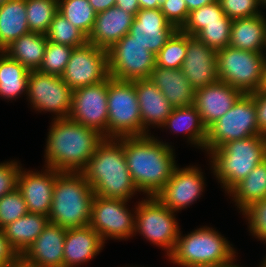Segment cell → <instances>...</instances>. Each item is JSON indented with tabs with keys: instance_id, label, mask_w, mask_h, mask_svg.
<instances>
[{
	"instance_id": "6da1fadb",
	"label": "cell",
	"mask_w": 266,
	"mask_h": 267,
	"mask_svg": "<svg viewBox=\"0 0 266 267\" xmlns=\"http://www.w3.org/2000/svg\"><path fill=\"white\" fill-rule=\"evenodd\" d=\"M119 140L124 144L127 167L138 192L156 196L177 167L173 148L150 134Z\"/></svg>"
},
{
	"instance_id": "7a4b0ae2",
	"label": "cell",
	"mask_w": 266,
	"mask_h": 267,
	"mask_svg": "<svg viewBox=\"0 0 266 267\" xmlns=\"http://www.w3.org/2000/svg\"><path fill=\"white\" fill-rule=\"evenodd\" d=\"M53 120L46 139L45 167L82 172L104 137L69 118Z\"/></svg>"
},
{
	"instance_id": "3957f363",
	"label": "cell",
	"mask_w": 266,
	"mask_h": 267,
	"mask_svg": "<svg viewBox=\"0 0 266 267\" xmlns=\"http://www.w3.org/2000/svg\"><path fill=\"white\" fill-rule=\"evenodd\" d=\"M82 173L100 197L128 201L138 191L127 167L124 144L119 139L104 138Z\"/></svg>"
},
{
	"instance_id": "277c9868",
	"label": "cell",
	"mask_w": 266,
	"mask_h": 267,
	"mask_svg": "<svg viewBox=\"0 0 266 267\" xmlns=\"http://www.w3.org/2000/svg\"><path fill=\"white\" fill-rule=\"evenodd\" d=\"M94 196L82 172H59L55 178L49 221L66 229L89 225Z\"/></svg>"
},
{
	"instance_id": "5b68a950",
	"label": "cell",
	"mask_w": 266,
	"mask_h": 267,
	"mask_svg": "<svg viewBox=\"0 0 266 267\" xmlns=\"http://www.w3.org/2000/svg\"><path fill=\"white\" fill-rule=\"evenodd\" d=\"M211 168L228 193L237 183L266 159L264 135H252L244 139L232 140L209 153Z\"/></svg>"
},
{
	"instance_id": "8992f818",
	"label": "cell",
	"mask_w": 266,
	"mask_h": 267,
	"mask_svg": "<svg viewBox=\"0 0 266 267\" xmlns=\"http://www.w3.org/2000/svg\"><path fill=\"white\" fill-rule=\"evenodd\" d=\"M236 251L218 231L203 226L179 237L168 256L173 264L183 267H214L233 262Z\"/></svg>"
},
{
	"instance_id": "52a82bcc",
	"label": "cell",
	"mask_w": 266,
	"mask_h": 267,
	"mask_svg": "<svg viewBox=\"0 0 266 267\" xmlns=\"http://www.w3.org/2000/svg\"><path fill=\"white\" fill-rule=\"evenodd\" d=\"M108 139L143 135L133 81L108 77Z\"/></svg>"
},
{
	"instance_id": "ba28073f",
	"label": "cell",
	"mask_w": 266,
	"mask_h": 267,
	"mask_svg": "<svg viewBox=\"0 0 266 267\" xmlns=\"http://www.w3.org/2000/svg\"><path fill=\"white\" fill-rule=\"evenodd\" d=\"M265 53L240 50L227 46L217 51L219 81L237 88L243 94L259 89L262 81Z\"/></svg>"
},
{
	"instance_id": "9c48e42d",
	"label": "cell",
	"mask_w": 266,
	"mask_h": 267,
	"mask_svg": "<svg viewBox=\"0 0 266 267\" xmlns=\"http://www.w3.org/2000/svg\"><path fill=\"white\" fill-rule=\"evenodd\" d=\"M134 209V233L138 232L151 243L163 247L169 256L180 232L175 212L165 207L155 196H147Z\"/></svg>"
},
{
	"instance_id": "30bf717a",
	"label": "cell",
	"mask_w": 266,
	"mask_h": 267,
	"mask_svg": "<svg viewBox=\"0 0 266 267\" xmlns=\"http://www.w3.org/2000/svg\"><path fill=\"white\" fill-rule=\"evenodd\" d=\"M263 135L256 121V108L251 94H242L233 107L207 128L205 147L208 154L224 143Z\"/></svg>"
},
{
	"instance_id": "8fae6325",
	"label": "cell",
	"mask_w": 266,
	"mask_h": 267,
	"mask_svg": "<svg viewBox=\"0 0 266 267\" xmlns=\"http://www.w3.org/2000/svg\"><path fill=\"white\" fill-rule=\"evenodd\" d=\"M109 76L118 80L149 79L156 55L126 34L108 51Z\"/></svg>"
},
{
	"instance_id": "7c38bea8",
	"label": "cell",
	"mask_w": 266,
	"mask_h": 267,
	"mask_svg": "<svg viewBox=\"0 0 266 267\" xmlns=\"http://www.w3.org/2000/svg\"><path fill=\"white\" fill-rule=\"evenodd\" d=\"M73 90L61 76L30 71L26 96L33 109L55 113V118H68Z\"/></svg>"
},
{
	"instance_id": "4fadbf2b",
	"label": "cell",
	"mask_w": 266,
	"mask_h": 267,
	"mask_svg": "<svg viewBox=\"0 0 266 267\" xmlns=\"http://www.w3.org/2000/svg\"><path fill=\"white\" fill-rule=\"evenodd\" d=\"M126 200L94 196L89 225L102 241L128 239L134 234L135 214L126 208Z\"/></svg>"
},
{
	"instance_id": "5bb4252c",
	"label": "cell",
	"mask_w": 266,
	"mask_h": 267,
	"mask_svg": "<svg viewBox=\"0 0 266 267\" xmlns=\"http://www.w3.org/2000/svg\"><path fill=\"white\" fill-rule=\"evenodd\" d=\"M108 78L73 90L69 119L108 138Z\"/></svg>"
},
{
	"instance_id": "9a60e30c",
	"label": "cell",
	"mask_w": 266,
	"mask_h": 267,
	"mask_svg": "<svg viewBox=\"0 0 266 267\" xmlns=\"http://www.w3.org/2000/svg\"><path fill=\"white\" fill-rule=\"evenodd\" d=\"M109 77L108 52L87 42L74 47L61 78L72 89L94 85Z\"/></svg>"
},
{
	"instance_id": "2e32d148",
	"label": "cell",
	"mask_w": 266,
	"mask_h": 267,
	"mask_svg": "<svg viewBox=\"0 0 266 267\" xmlns=\"http://www.w3.org/2000/svg\"><path fill=\"white\" fill-rule=\"evenodd\" d=\"M196 166H177L164 188L155 196L172 212H178L193 204L204 190V176Z\"/></svg>"
},
{
	"instance_id": "e0dca14e",
	"label": "cell",
	"mask_w": 266,
	"mask_h": 267,
	"mask_svg": "<svg viewBox=\"0 0 266 267\" xmlns=\"http://www.w3.org/2000/svg\"><path fill=\"white\" fill-rule=\"evenodd\" d=\"M181 70L195 90L219 81L217 51L187 34V54Z\"/></svg>"
},
{
	"instance_id": "ac0fdd59",
	"label": "cell",
	"mask_w": 266,
	"mask_h": 267,
	"mask_svg": "<svg viewBox=\"0 0 266 267\" xmlns=\"http://www.w3.org/2000/svg\"><path fill=\"white\" fill-rule=\"evenodd\" d=\"M46 168L43 173H40L39 171H23L21 167L17 176V189L26 202L28 212L48 217L55 178L59 171L50 167Z\"/></svg>"
},
{
	"instance_id": "d6986e66",
	"label": "cell",
	"mask_w": 266,
	"mask_h": 267,
	"mask_svg": "<svg viewBox=\"0 0 266 267\" xmlns=\"http://www.w3.org/2000/svg\"><path fill=\"white\" fill-rule=\"evenodd\" d=\"M178 29L173 26L159 9H140L131 25L129 33L154 55Z\"/></svg>"
},
{
	"instance_id": "ffe728a7",
	"label": "cell",
	"mask_w": 266,
	"mask_h": 267,
	"mask_svg": "<svg viewBox=\"0 0 266 267\" xmlns=\"http://www.w3.org/2000/svg\"><path fill=\"white\" fill-rule=\"evenodd\" d=\"M243 93L223 81L195 90L193 105L206 128L223 117Z\"/></svg>"
},
{
	"instance_id": "44dd1931",
	"label": "cell",
	"mask_w": 266,
	"mask_h": 267,
	"mask_svg": "<svg viewBox=\"0 0 266 267\" xmlns=\"http://www.w3.org/2000/svg\"><path fill=\"white\" fill-rule=\"evenodd\" d=\"M134 18L132 14L117 6L97 13L88 42L108 51L129 33Z\"/></svg>"
},
{
	"instance_id": "7402d4cb",
	"label": "cell",
	"mask_w": 266,
	"mask_h": 267,
	"mask_svg": "<svg viewBox=\"0 0 266 267\" xmlns=\"http://www.w3.org/2000/svg\"><path fill=\"white\" fill-rule=\"evenodd\" d=\"M65 236L66 228L49 222L22 255L40 267H64Z\"/></svg>"
},
{
	"instance_id": "603a6c76",
	"label": "cell",
	"mask_w": 266,
	"mask_h": 267,
	"mask_svg": "<svg viewBox=\"0 0 266 267\" xmlns=\"http://www.w3.org/2000/svg\"><path fill=\"white\" fill-rule=\"evenodd\" d=\"M133 83L140 107L143 135H147L148 126L161 127L174 107L150 79H137Z\"/></svg>"
},
{
	"instance_id": "cb8c5ba5",
	"label": "cell",
	"mask_w": 266,
	"mask_h": 267,
	"mask_svg": "<svg viewBox=\"0 0 266 267\" xmlns=\"http://www.w3.org/2000/svg\"><path fill=\"white\" fill-rule=\"evenodd\" d=\"M104 242L90 226L66 229L64 240V267H76L94 258L102 250Z\"/></svg>"
},
{
	"instance_id": "d4e9b609",
	"label": "cell",
	"mask_w": 266,
	"mask_h": 267,
	"mask_svg": "<svg viewBox=\"0 0 266 267\" xmlns=\"http://www.w3.org/2000/svg\"><path fill=\"white\" fill-rule=\"evenodd\" d=\"M149 79L173 107L193 105L195 89L181 69H168L156 65Z\"/></svg>"
},
{
	"instance_id": "484cf974",
	"label": "cell",
	"mask_w": 266,
	"mask_h": 267,
	"mask_svg": "<svg viewBox=\"0 0 266 267\" xmlns=\"http://www.w3.org/2000/svg\"><path fill=\"white\" fill-rule=\"evenodd\" d=\"M229 46L240 50L264 53L266 49V18L264 15L234 19Z\"/></svg>"
},
{
	"instance_id": "4316f807",
	"label": "cell",
	"mask_w": 266,
	"mask_h": 267,
	"mask_svg": "<svg viewBox=\"0 0 266 267\" xmlns=\"http://www.w3.org/2000/svg\"><path fill=\"white\" fill-rule=\"evenodd\" d=\"M49 222V218L45 215L28 212L26 215L3 227L2 231L10 245L19 255H22L42 233Z\"/></svg>"
},
{
	"instance_id": "83f0119b",
	"label": "cell",
	"mask_w": 266,
	"mask_h": 267,
	"mask_svg": "<svg viewBox=\"0 0 266 267\" xmlns=\"http://www.w3.org/2000/svg\"><path fill=\"white\" fill-rule=\"evenodd\" d=\"M47 42L46 34L29 32L8 45L4 53L28 70L37 71L43 61Z\"/></svg>"
},
{
	"instance_id": "f1b7e54d",
	"label": "cell",
	"mask_w": 266,
	"mask_h": 267,
	"mask_svg": "<svg viewBox=\"0 0 266 267\" xmlns=\"http://www.w3.org/2000/svg\"><path fill=\"white\" fill-rule=\"evenodd\" d=\"M161 127H168L173 132L185 133L188 141L194 146L205 147L207 128L194 105L187 107H174L170 116Z\"/></svg>"
},
{
	"instance_id": "f546056e",
	"label": "cell",
	"mask_w": 266,
	"mask_h": 267,
	"mask_svg": "<svg viewBox=\"0 0 266 267\" xmlns=\"http://www.w3.org/2000/svg\"><path fill=\"white\" fill-rule=\"evenodd\" d=\"M26 0H8L0 7V45L5 49L20 36L29 33Z\"/></svg>"
},
{
	"instance_id": "4dcf8cb0",
	"label": "cell",
	"mask_w": 266,
	"mask_h": 267,
	"mask_svg": "<svg viewBox=\"0 0 266 267\" xmlns=\"http://www.w3.org/2000/svg\"><path fill=\"white\" fill-rule=\"evenodd\" d=\"M227 194L233 197L240 212L252 203L266 198V159L259 163L246 178L237 183Z\"/></svg>"
},
{
	"instance_id": "1f68e13d",
	"label": "cell",
	"mask_w": 266,
	"mask_h": 267,
	"mask_svg": "<svg viewBox=\"0 0 266 267\" xmlns=\"http://www.w3.org/2000/svg\"><path fill=\"white\" fill-rule=\"evenodd\" d=\"M30 70L5 53L0 55V97L15 99L23 92L27 94Z\"/></svg>"
},
{
	"instance_id": "d6a6232c",
	"label": "cell",
	"mask_w": 266,
	"mask_h": 267,
	"mask_svg": "<svg viewBox=\"0 0 266 267\" xmlns=\"http://www.w3.org/2000/svg\"><path fill=\"white\" fill-rule=\"evenodd\" d=\"M58 12L87 37L89 36L93 29L97 12L92 8L88 0H58Z\"/></svg>"
},
{
	"instance_id": "836d02e7",
	"label": "cell",
	"mask_w": 266,
	"mask_h": 267,
	"mask_svg": "<svg viewBox=\"0 0 266 267\" xmlns=\"http://www.w3.org/2000/svg\"><path fill=\"white\" fill-rule=\"evenodd\" d=\"M26 13L29 31L46 34L58 13V0H26Z\"/></svg>"
},
{
	"instance_id": "e575fe53",
	"label": "cell",
	"mask_w": 266,
	"mask_h": 267,
	"mask_svg": "<svg viewBox=\"0 0 266 267\" xmlns=\"http://www.w3.org/2000/svg\"><path fill=\"white\" fill-rule=\"evenodd\" d=\"M46 37L48 41L72 48L82 46L88 42V37L70 23L60 12L51 21Z\"/></svg>"
},
{
	"instance_id": "d590c367",
	"label": "cell",
	"mask_w": 266,
	"mask_h": 267,
	"mask_svg": "<svg viewBox=\"0 0 266 267\" xmlns=\"http://www.w3.org/2000/svg\"><path fill=\"white\" fill-rule=\"evenodd\" d=\"M187 54V34L178 29L156 55V65L181 69Z\"/></svg>"
},
{
	"instance_id": "8d00e7d4",
	"label": "cell",
	"mask_w": 266,
	"mask_h": 267,
	"mask_svg": "<svg viewBox=\"0 0 266 267\" xmlns=\"http://www.w3.org/2000/svg\"><path fill=\"white\" fill-rule=\"evenodd\" d=\"M232 21L224 15L220 22L207 23L195 37L216 51L229 46Z\"/></svg>"
},
{
	"instance_id": "74e56055",
	"label": "cell",
	"mask_w": 266,
	"mask_h": 267,
	"mask_svg": "<svg viewBox=\"0 0 266 267\" xmlns=\"http://www.w3.org/2000/svg\"><path fill=\"white\" fill-rule=\"evenodd\" d=\"M73 49L74 48L67 45L48 41L43 61L37 71L43 74L61 76L67 66Z\"/></svg>"
},
{
	"instance_id": "f35d334b",
	"label": "cell",
	"mask_w": 266,
	"mask_h": 267,
	"mask_svg": "<svg viewBox=\"0 0 266 267\" xmlns=\"http://www.w3.org/2000/svg\"><path fill=\"white\" fill-rule=\"evenodd\" d=\"M220 3L215 1L189 12L188 19L180 29L183 33L195 36L207 23L220 22L224 16Z\"/></svg>"
},
{
	"instance_id": "ab89813d",
	"label": "cell",
	"mask_w": 266,
	"mask_h": 267,
	"mask_svg": "<svg viewBox=\"0 0 266 267\" xmlns=\"http://www.w3.org/2000/svg\"><path fill=\"white\" fill-rule=\"evenodd\" d=\"M27 213L26 202L16 187L0 198V229Z\"/></svg>"
},
{
	"instance_id": "60d3db41",
	"label": "cell",
	"mask_w": 266,
	"mask_h": 267,
	"mask_svg": "<svg viewBox=\"0 0 266 267\" xmlns=\"http://www.w3.org/2000/svg\"><path fill=\"white\" fill-rule=\"evenodd\" d=\"M242 214L248 220L250 233L266 243V198L252 203Z\"/></svg>"
},
{
	"instance_id": "b9f144b4",
	"label": "cell",
	"mask_w": 266,
	"mask_h": 267,
	"mask_svg": "<svg viewBox=\"0 0 266 267\" xmlns=\"http://www.w3.org/2000/svg\"><path fill=\"white\" fill-rule=\"evenodd\" d=\"M231 20L261 15L259 0H217Z\"/></svg>"
},
{
	"instance_id": "7bdbcfd3",
	"label": "cell",
	"mask_w": 266,
	"mask_h": 267,
	"mask_svg": "<svg viewBox=\"0 0 266 267\" xmlns=\"http://www.w3.org/2000/svg\"><path fill=\"white\" fill-rule=\"evenodd\" d=\"M160 10L177 29L183 27L189 16L185 0H166L161 5Z\"/></svg>"
},
{
	"instance_id": "ee69618b",
	"label": "cell",
	"mask_w": 266,
	"mask_h": 267,
	"mask_svg": "<svg viewBox=\"0 0 266 267\" xmlns=\"http://www.w3.org/2000/svg\"><path fill=\"white\" fill-rule=\"evenodd\" d=\"M20 165L16 161L0 163V198L17 187Z\"/></svg>"
},
{
	"instance_id": "f6af8a7d",
	"label": "cell",
	"mask_w": 266,
	"mask_h": 267,
	"mask_svg": "<svg viewBox=\"0 0 266 267\" xmlns=\"http://www.w3.org/2000/svg\"><path fill=\"white\" fill-rule=\"evenodd\" d=\"M256 108V121L259 131L266 134V90H257L250 93Z\"/></svg>"
},
{
	"instance_id": "bcb514c9",
	"label": "cell",
	"mask_w": 266,
	"mask_h": 267,
	"mask_svg": "<svg viewBox=\"0 0 266 267\" xmlns=\"http://www.w3.org/2000/svg\"><path fill=\"white\" fill-rule=\"evenodd\" d=\"M19 256L0 229V267H9Z\"/></svg>"
},
{
	"instance_id": "7dc6e473",
	"label": "cell",
	"mask_w": 266,
	"mask_h": 267,
	"mask_svg": "<svg viewBox=\"0 0 266 267\" xmlns=\"http://www.w3.org/2000/svg\"><path fill=\"white\" fill-rule=\"evenodd\" d=\"M115 6L132 14L134 17L140 10L138 0H116Z\"/></svg>"
},
{
	"instance_id": "c3c4849f",
	"label": "cell",
	"mask_w": 266,
	"mask_h": 267,
	"mask_svg": "<svg viewBox=\"0 0 266 267\" xmlns=\"http://www.w3.org/2000/svg\"><path fill=\"white\" fill-rule=\"evenodd\" d=\"M92 8L97 12L105 11L115 6L116 0H88Z\"/></svg>"
},
{
	"instance_id": "681fc988",
	"label": "cell",
	"mask_w": 266,
	"mask_h": 267,
	"mask_svg": "<svg viewBox=\"0 0 266 267\" xmlns=\"http://www.w3.org/2000/svg\"><path fill=\"white\" fill-rule=\"evenodd\" d=\"M217 0H185L188 12L196 10L204 5L211 4Z\"/></svg>"
},
{
	"instance_id": "f907efd6",
	"label": "cell",
	"mask_w": 266,
	"mask_h": 267,
	"mask_svg": "<svg viewBox=\"0 0 266 267\" xmlns=\"http://www.w3.org/2000/svg\"><path fill=\"white\" fill-rule=\"evenodd\" d=\"M9 267H40L28 261L23 255H19Z\"/></svg>"
},
{
	"instance_id": "816d5d0a",
	"label": "cell",
	"mask_w": 266,
	"mask_h": 267,
	"mask_svg": "<svg viewBox=\"0 0 266 267\" xmlns=\"http://www.w3.org/2000/svg\"><path fill=\"white\" fill-rule=\"evenodd\" d=\"M140 9H159L158 0H138Z\"/></svg>"
},
{
	"instance_id": "f5cc1de1",
	"label": "cell",
	"mask_w": 266,
	"mask_h": 267,
	"mask_svg": "<svg viewBox=\"0 0 266 267\" xmlns=\"http://www.w3.org/2000/svg\"><path fill=\"white\" fill-rule=\"evenodd\" d=\"M258 90H266V59L263 66L262 81Z\"/></svg>"
},
{
	"instance_id": "db71d44e",
	"label": "cell",
	"mask_w": 266,
	"mask_h": 267,
	"mask_svg": "<svg viewBox=\"0 0 266 267\" xmlns=\"http://www.w3.org/2000/svg\"><path fill=\"white\" fill-rule=\"evenodd\" d=\"M214 267H240V266L235 265L234 262H230L229 264H226V265L214 266Z\"/></svg>"
},
{
	"instance_id": "11a10c76",
	"label": "cell",
	"mask_w": 266,
	"mask_h": 267,
	"mask_svg": "<svg viewBox=\"0 0 266 267\" xmlns=\"http://www.w3.org/2000/svg\"><path fill=\"white\" fill-rule=\"evenodd\" d=\"M260 5L266 6V0H259Z\"/></svg>"
},
{
	"instance_id": "9f6ffc18",
	"label": "cell",
	"mask_w": 266,
	"mask_h": 267,
	"mask_svg": "<svg viewBox=\"0 0 266 267\" xmlns=\"http://www.w3.org/2000/svg\"><path fill=\"white\" fill-rule=\"evenodd\" d=\"M262 264L260 265V267H266V258L265 260H263V262H261Z\"/></svg>"
},
{
	"instance_id": "6f0895ef",
	"label": "cell",
	"mask_w": 266,
	"mask_h": 267,
	"mask_svg": "<svg viewBox=\"0 0 266 267\" xmlns=\"http://www.w3.org/2000/svg\"><path fill=\"white\" fill-rule=\"evenodd\" d=\"M8 0H0V7L4 4V3H6Z\"/></svg>"
},
{
	"instance_id": "680465c9",
	"label": "cell",
	"mask_w": 266,
	"mask_h": 267,
	"mask_svg": "<svg viewBox=\"0 0 266 267\" xmlns=\"http://www.w3.org/2000/svg\"><path fill=\"white\" fill-rule=\"evenodd\" d=\"M159 1V5L161 6L166 0H158Z\"/></svg>"
},
{
	"instance_id": "91938a15",
	"label": "cell",
	"mask_w": 266,
	"mask_h": 267,
	"mask_svg": "<svg viewBox=\"0 0 266 267\" xmlns=\"http://www.w3.org/2000/svg\"><path fill=\"white\" fill-rule=\"evenodd\" d=\"M4 53V49L0 45V55Z\"/></svg>"
}]
</instances>
